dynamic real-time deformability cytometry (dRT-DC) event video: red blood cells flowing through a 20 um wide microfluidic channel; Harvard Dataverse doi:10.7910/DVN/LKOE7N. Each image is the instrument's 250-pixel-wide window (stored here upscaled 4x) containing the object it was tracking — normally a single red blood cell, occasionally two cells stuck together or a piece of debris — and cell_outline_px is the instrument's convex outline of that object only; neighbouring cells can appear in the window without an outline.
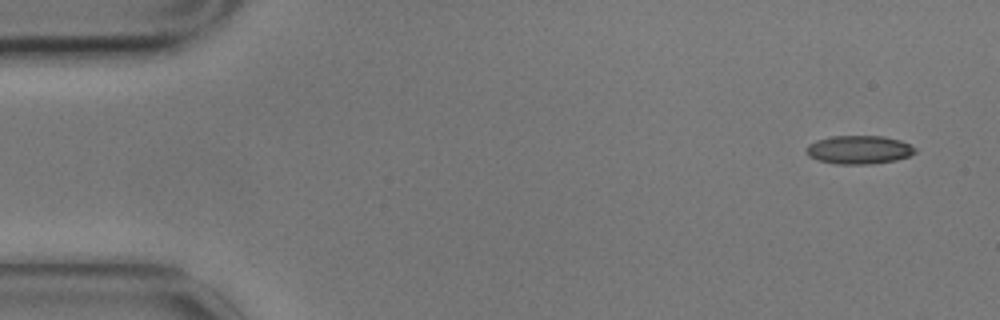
{"species": "common noctule bat (a hibernating species)", "species_latin": "Nyctalus noctula", "temperature_condition": "cold", "stored_images_in_passage": 4, "camera_frame_rate_fps": 3000, "um_per_image_px": 0.085, "animal": {"sex": "male", "body_mass_g": 17.9}, "frame": {"image": 1, "passage_image": 1, "time_ms": 0.0, "image_size_px": [1000, 320], "cell_outline_px": [[916, 152], [908, 156], [896, 160], [872, 164], [836, 164], [816, 160], [808, 156], [804, 148], [808, 144], [816, 140], [832, 136], [884, 136], [900, 140], [916, 148]], "centroid_in_image_um": [72.97, 12.73], "position_along_channel_um": 12.0, "area_um2": 18.21}}
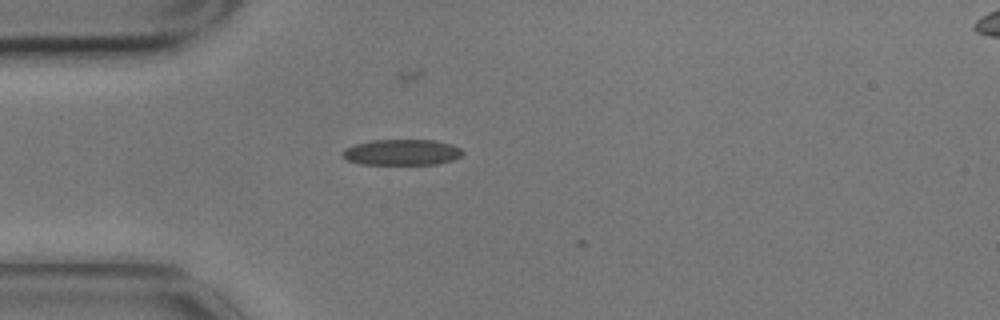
{"frame": {"image": 2, "passage_image": 4, "time_ms": 1.0, "image_size_px": [1000, 320], "cell_outline_px": [[464, 152], [460, 156], [452, 160], [436, 164], [360, 164], [348, 160], [340, 156], [340, 152], [344, 148], [356, 144], [372, 140], [436, 140], [452, 144], [460, 148]], "centroid_in_image_um": [34.12, 12.94], "position_along_channel_um": 50.9, "area_um2": 18.21}}